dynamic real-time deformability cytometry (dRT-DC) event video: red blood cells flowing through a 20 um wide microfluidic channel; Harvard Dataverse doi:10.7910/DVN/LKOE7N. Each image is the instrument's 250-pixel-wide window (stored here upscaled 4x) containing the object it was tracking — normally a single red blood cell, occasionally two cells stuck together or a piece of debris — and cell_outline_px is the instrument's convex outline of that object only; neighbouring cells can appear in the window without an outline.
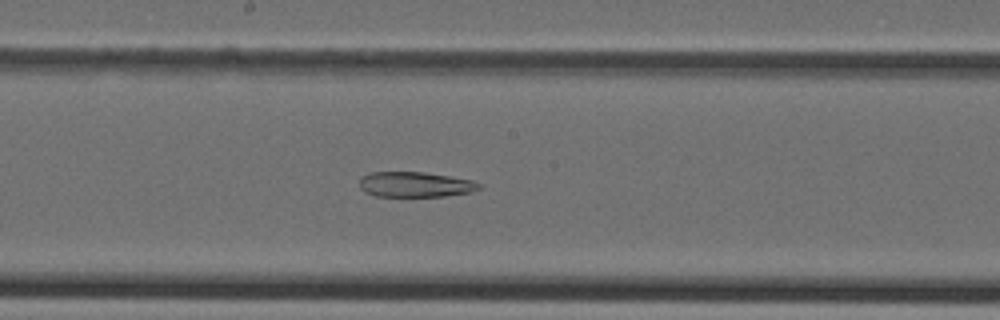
{"species": "Egyptian fruit bat (a non-hibernating species)", "species_latin": "Rousettus aegyptiacus", "temperature_condition": "cold", "stored_images_in_passage": 38, "camera_frame_rate_fps": 3000, "um_per_image_px": 0.085, "animal": {"sex": "female"}, "frame": {"image": 1, "passage_image": 17, "time_ms": 5.333, "image_size_px": [1000, 320], "cell_outline_px": [[480, 188], [472, 192], [444, 196], [376, 196], [364, 192], [360, 188], [360, 176], [368, 172], [424, 172], [472, 180], [480, 184]], "centroid_in_image_um": [35.25, 15.68], "position_along_channel_um": 213.0, "area_um2": 17.63}}
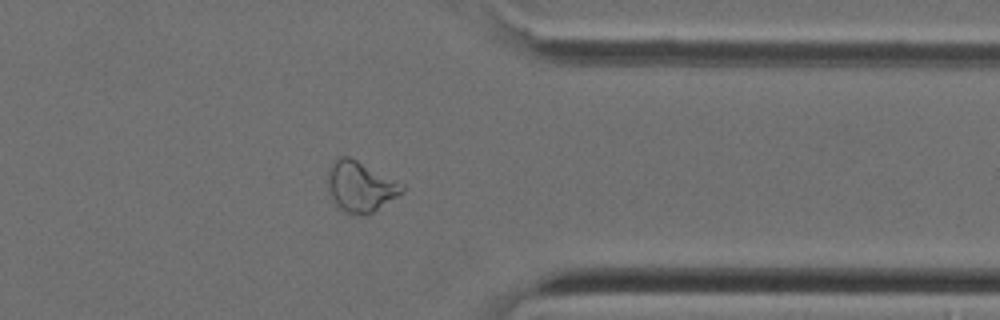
{"frame": {"image": 2, "passage_image": 29, "time_ms": 9.333, "image_size_px": [1000, 320], "cell_outline_px": [[404, 192], [372, 212], [360, 216], [352, 216], [336, 208], [332, 204], [328, 196], [328, 168], [332, 160], [340, 156], [348, 156], [404, 184]], "centroid_in_image_um": [30.56, 15.89], "position_along_channel_um": 380.8, "area_um2": 22.31}}
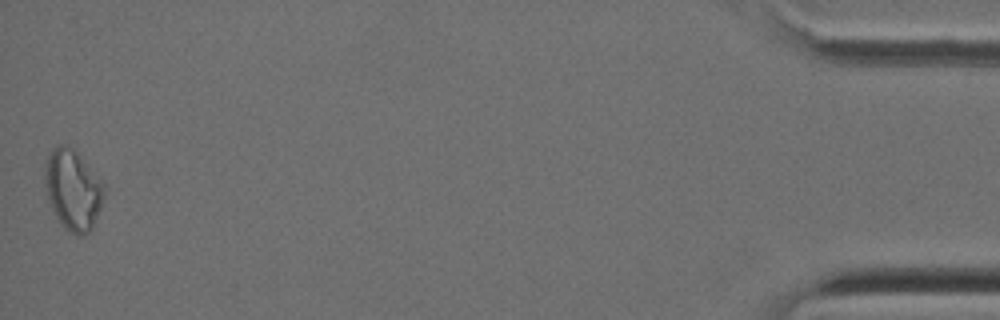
{"frame": {"image": 3, "passage_image": 38, "time_ms": 12.333, "image_size_px": [1000, 320], "cell_outline_px": [[104, 196], [100, 208], [92, 228], [84, 236], [80, 236], [64, 228], [56, 216], [48, 200], [44, 184], [44, 172], [48, 156], [60, 144], [68, 148], [104, 184]], "centroid_in_image_um": [6.17, 16.23], "position_along_channel_um": 429.0, "area_um2": 26.53}}